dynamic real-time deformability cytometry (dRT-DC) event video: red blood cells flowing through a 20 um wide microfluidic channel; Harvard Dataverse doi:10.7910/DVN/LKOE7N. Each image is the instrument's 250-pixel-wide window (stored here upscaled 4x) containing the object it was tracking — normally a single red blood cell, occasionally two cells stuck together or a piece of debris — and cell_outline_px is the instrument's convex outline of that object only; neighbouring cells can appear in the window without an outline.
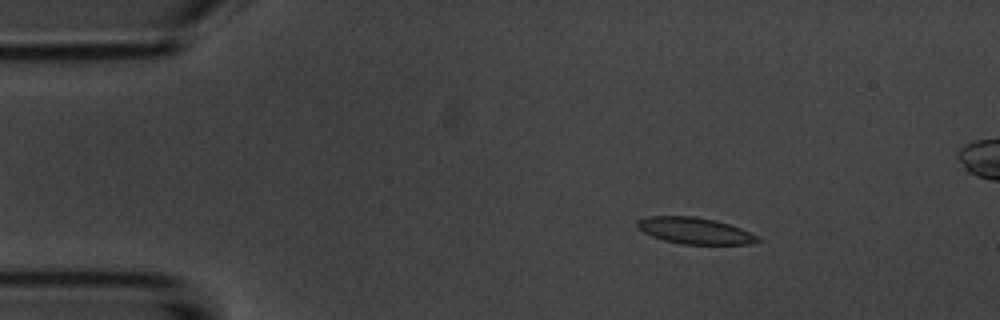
{"species": "common noctule bat (a hibernating species)", "species_latin": "Nyctalus noctula", "temperature_condition": "room temperature", "stored_images_in_passage": 5, "camera_frame_rate_fps": 3000, "um_per_image_px": 0.085, "animal": {"sex": "male", "body_mass_g": 20.1, "forearm_length_mm": 53.5}, "frame": {"image": 1, "passage_image": 3, "time_ms": 2.333, "image_size_px": [1000, 320], "cell_outline_px": [[760, 240], [748, 244], [680, 244], [664, 240], [652, 236], [636, 228], [636, 220], [648, 216], [696, 216], [716, 220], [740, 228], [756, 236]], "centroid_in_image_um": [58.98, 19.6], "position_along_channel_um": 26.0, "area_um2": 18.44}}
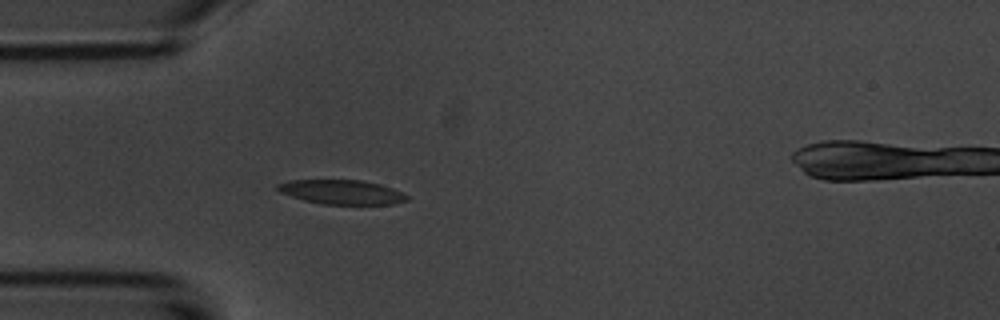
{"frame": {"image": 2, "passage_image": 5, "time_ms": 4.667, "image_size_px": [1000, 320], "cell_outline_px": [[408, 200], [392, 204], [320, 204], [304, 200], [280, 192], [276, 188], [276, 184], [288, 180], [360, 180], [380, 184], [392, 188], [408, 196]], "centroid_in_image_um": [29.02, 16.32], "position_along_channel_um": 56.0, "area_um2": 18.26}}